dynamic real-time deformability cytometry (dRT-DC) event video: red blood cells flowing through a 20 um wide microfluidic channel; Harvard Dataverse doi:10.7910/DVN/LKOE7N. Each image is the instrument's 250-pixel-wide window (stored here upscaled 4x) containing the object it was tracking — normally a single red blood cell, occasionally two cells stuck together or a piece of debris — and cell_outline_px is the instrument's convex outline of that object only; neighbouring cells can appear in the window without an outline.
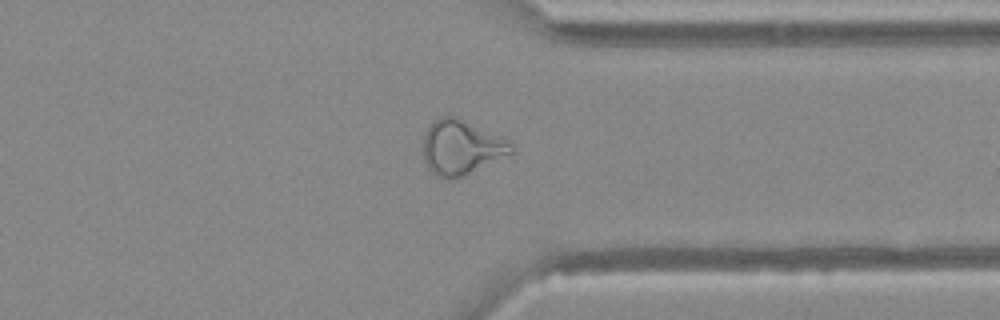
{"species": "Egyptian fruit bat (a non-hibernating species)", "species_latin": "Rousettus aegyptiacus", "temperature_condition": "warm", "stored_images_in_passage": 39, "camera_frame_rate_fps": 3000, "um_per_image_px": 0.085, "animal": {"sex": "female"}, "frame": {"image": 1, "passage_image": 34, "time_ms": 11.0, "image_size_px": [1000, 320], "cell_outline_px": [[512, 152], [456, 180], [448, 180], [436, 176], [428, 168], [424, 160], [424, 132], [440, 116], [456, 116], [512, 144]], "centroid_in_image_um": [39.13, 12.57], "position_along_channel_um": 372.3, "area_um2": 27.34}}